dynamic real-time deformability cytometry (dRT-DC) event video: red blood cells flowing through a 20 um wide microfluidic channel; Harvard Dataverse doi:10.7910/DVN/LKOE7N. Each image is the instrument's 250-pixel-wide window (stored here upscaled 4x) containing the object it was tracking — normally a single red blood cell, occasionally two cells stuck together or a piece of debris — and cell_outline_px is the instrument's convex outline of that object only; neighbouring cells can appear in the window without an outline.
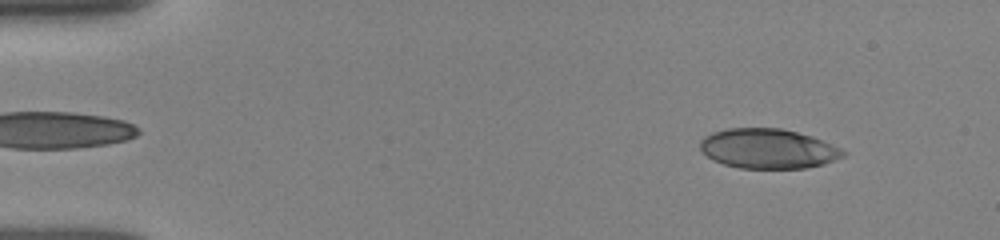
{"species": "human", "species_latin": "Homo sapiens", "temperature_condition": "room temperature", "stored_images_in_passage": 51, "camera_frame_rate_fps": 3000, "um_per_image_px": 0.085, "donor": {"sex": "female"}, "frame": {"image": 1, "passage_image": 5, "time_ms": 1.333, "image_size_px": [1000, 240], "cell_outline_px": [[848, 152], [844, 156], [824, 164], [804, 168], [740, 168], [724, 164], [712, 160], [700, 148], [700, 140], [704, 136], [712, 132], [728, 128], [780, 128], [812, 136], [840, 148]], "centroid_in_image_um": [65.28, 12.63], "position_along_channel_um": 19.7, "area_um2": 33.06}}
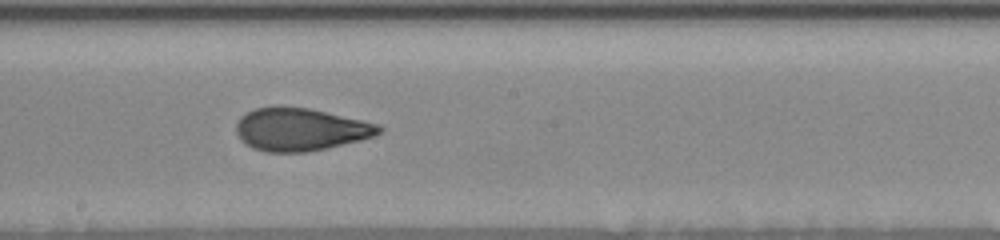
{"frame": {"image": 2, "passage_image": 28, "time_ms": 9.0, "image_size_px": [1000, 240], "cell_outline_px": [[384, 128], [380, 132], [372, 136], [360, 140], [328, 148], [308, 152], [268, 152], [252, 148], [240, 140], [236, 132], [236, 124], [240, 116], [256, 108], [276, 104], [308, 108], [360, 120], [376, 124]], "centroid_in_image_um": [25.46, 10.99], "position_along_channel_um": 222.7, "area_um2": 35.66}}
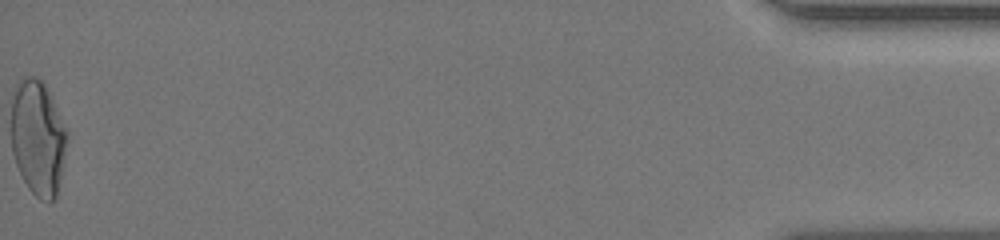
{"frame": {"image": 3, "passage_image": 51, "time_ms": 16.667, "image_size_px": [1000, 240], "cell_outline_px": [[68, 140], [56, 196], [48, 204], [40, 200], [28, 188], [16, 164], [12, 152], [12, 88], [16, 80], [24, 76], [36, 76], [44, 84], [68, 132]], "centroid_in_image_um": [3.2, 11.69], "position_along_channel_um": 432.0, "area_um2": 37.57}, "authors_computed_cell_mechanics": {"area_um2": 35.0268, "velocity_mm_per_s": 3.9291, "shape_relaxation_time_tau1_ms": null, "shape_relaxation_time_tau2_ms": 1.2631, "deformation_change_tau1": null, "deformation_change_tau2": 0.0813}}